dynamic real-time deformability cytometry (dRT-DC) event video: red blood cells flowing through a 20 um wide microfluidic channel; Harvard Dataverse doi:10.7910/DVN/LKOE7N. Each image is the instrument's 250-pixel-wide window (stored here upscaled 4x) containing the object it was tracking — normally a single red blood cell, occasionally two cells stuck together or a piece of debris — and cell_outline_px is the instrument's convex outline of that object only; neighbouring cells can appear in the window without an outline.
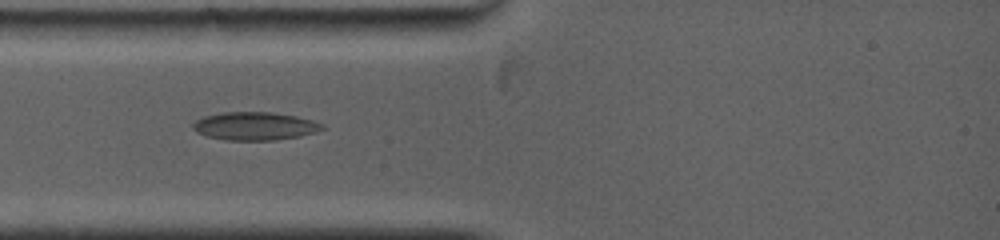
{"species": "common noctule bat (a hibernating species)", "species_latin": "Nyctalus noctula", "temperature_condition": "warm", "stored_images_in_passage": 44, "camera_frame_rate_fps": 5000, "um_per_image_px": 0.085, "animal": {"sex": "female", "body_mass_g": 19.0, "forearm_length_mm": 53.3}, "frame": {"image": 1, "passage_image": 7, "time_ms": 2.4, "image_size_px": [1000, 240], "cell_outline_px": [[324, 128], [316, 132], [300, 136], [276, 140], [224, 140], [204, 136], [196, 132], [192, 128], [192, 124], [196, 120], [204, 116], [224, 112], [272, 112], [296, 116], [312, 120], [324, 124]], "centroid_in_image_um": [21.64, 10.72], "position_along_channel_um": 63.4, "area_um2": 21.33}}
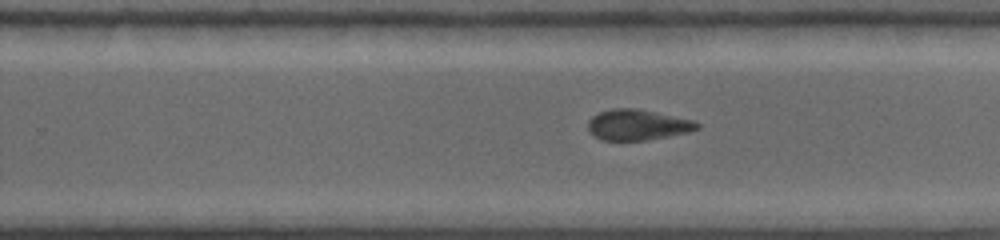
{"frame": {"image": 2, "passage_image": 22, "time_ms": 7.8, "image_size_px": [1000, 240], "cell_outline_px": [[700, 128], [688, 132], [668, 136], [644, 140], [600, 140], [588, 132], [588, 120], [592, 116], [600, 112], [612, 108], [640, 108], [692, 120], [700, 124]], "centroid_in_image_um": [54.16, 10.6], "position_along_channel_um": 275.6, "area_um2": 19.59}}
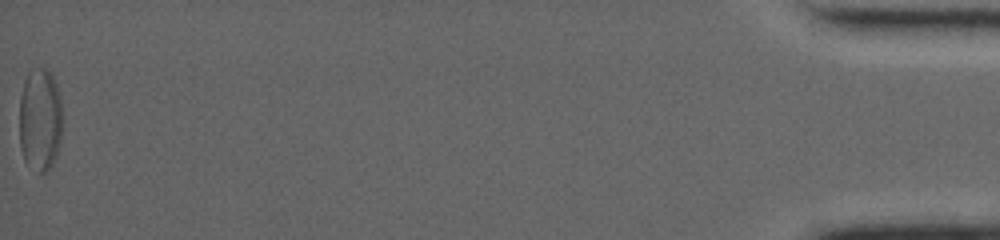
{"frame": {"image": 3, "passage_image": 44, "time_ms": 16.0, "image_size_px": [1000, 240], "cell_outline_px": [[60, 144], [56, 156], [52, 164], [44, 172], [40, 172], [24, 160], [20, 148], [20, 96], [24, 80], [28, 72], [32, 68], [44, 68], [52, 72], [60, 96]], "centroid_in_image_um": [3.39, 10.12], "position_along_channel_um": 431.8, "area_um2": 25.72}, "authors_computed_cell_mechanics": {"area_um2": 21.5594, "velocity_mm_per_s": 3.9351, "shape_relaxation_time_tau1_ms": null, "shape_relaxation_time_tau2_ms": 4.7966, "deformation_change_tau1": null, "deformation_change_tau2": 0.1082}}